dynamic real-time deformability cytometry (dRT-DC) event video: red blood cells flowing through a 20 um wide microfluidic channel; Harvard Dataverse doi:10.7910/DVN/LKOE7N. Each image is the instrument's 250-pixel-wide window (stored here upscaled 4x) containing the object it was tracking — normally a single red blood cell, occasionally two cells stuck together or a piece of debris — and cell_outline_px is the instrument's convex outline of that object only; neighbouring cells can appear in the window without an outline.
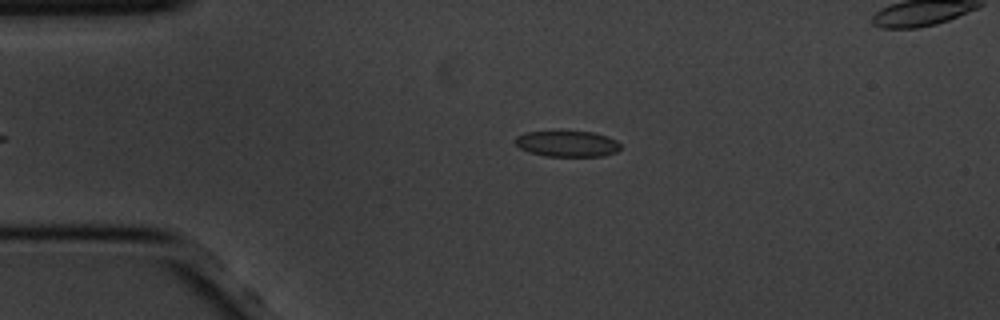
{"species": "common noctule bat (a hibernating species)", "species_latin": "Nyctalus noctula", "temperature_condition": "cold", "stored_images_in_passage": 44, "camera_frame_rate_fps": 3000, "um_per_image_px": 0.085, "animal": {"sex": "male", "body_mass_g": 20.1, "forearm_length_mm": 53.5}, "frame": {"image": 1, "passage_image": 5, "time_ms": 1.333, "image_size_px": [1000, 320], "cell_outline_px": [[620, 148], [616, 152], [604, 156], [544, 156], [528, 152], [520, 148], [516, 144], [516, 136], [524, 132], [592, 132], [608, 136], [616, 140], [620, 144]], "centroid_in_image_um": [48.22, 12.23], "position_along_channel_um": 36.8, "area_um2": 15.84}}
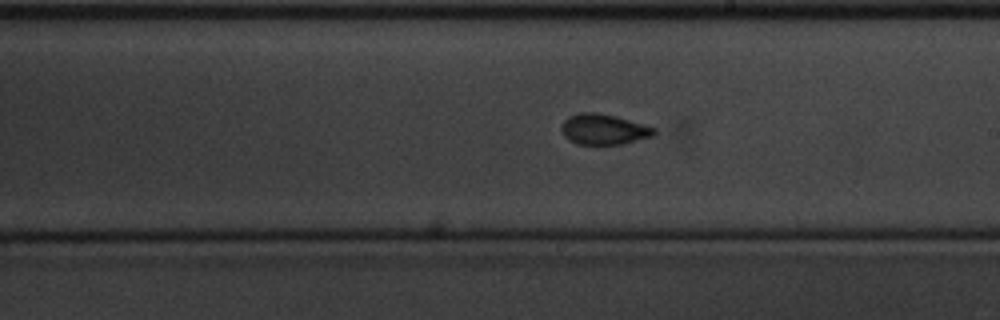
{"frame": {"image": 2, "passage_image": 25, "time_ms": 8.0, "image_size_px": [1000, 320], "cell_outline_px": [[656, 132], [652, 136], [624, 144], [576, 144], [568, 140], [564, 136], [560, 128], [560, 124], [568, 116], [580, 112], [596, 112], [616, 116], [644, 124], [656, 128]], "centroid_in_image_um": [51.28, 10.99], "position_along_channel_um": 237.7, "area_um2": 16.7}}
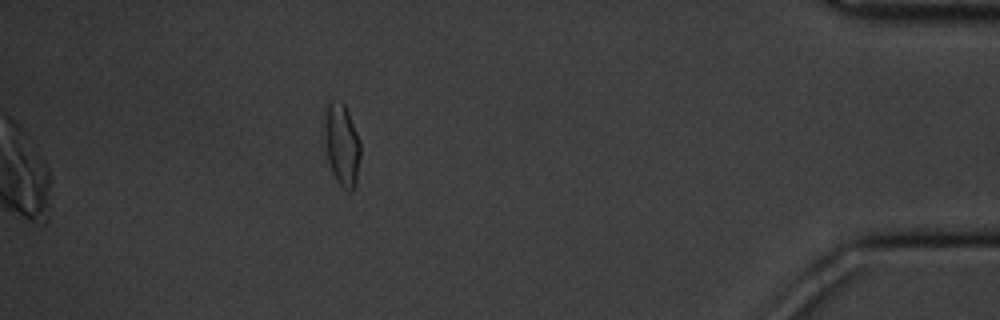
{"frame": {"image": 3, "passage_image": 44, "time_ms": 14.333, "image_size_px": [1000, 320], "cell_outline_px": [[360, 156], [356, 184], [352, 192], [344, 188], [336, 180], [332, 172], [328, 160], [324, 124], [328, 100], [340, 100], [344, 104], [348, 112], [360, 140]], "centroid_in_image_um": [29.07, 12.29], "position_along_channel_um": 406.1, "area_um2": 17.05}, "authors_computed_cell_mechanics": {"area_um2": 16.0395, "velocity_mm_per_s": 3.4492, "shape_relaxation_time_tau1_ms": 2.3584, "shape_relaxation_time_tau2_ms": 2.4255, "deformation_change_tau1": 0.103, "deformation_change_tau2": 0.0622}}